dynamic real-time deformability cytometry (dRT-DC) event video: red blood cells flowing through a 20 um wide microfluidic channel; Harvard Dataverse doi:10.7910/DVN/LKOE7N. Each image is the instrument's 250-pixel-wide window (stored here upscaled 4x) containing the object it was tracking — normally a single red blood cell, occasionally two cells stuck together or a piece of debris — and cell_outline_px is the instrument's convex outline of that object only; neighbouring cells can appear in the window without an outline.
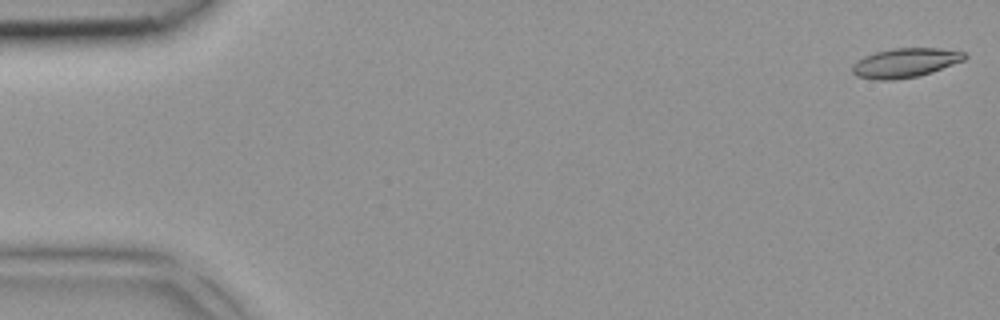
{"species": "common noctule bat (a hibernating species)", "species_latin": "Nyctalus noctula", "temperature_condition": "room temperature", "stored_images_in_passage": 4, "camera_frame_rate_fps": 3000, "um_per_image_px": 0.085, "animal": {"sex": "female", "body_mass_g": 18.4}, "frame": {"image": 1, "passage_image": 1, "time_ms": 0.0, "image_size_px": [1000, 320], "cell_outline_px": [[968, 56], [964, 60], [932, 72], [920, 76], [896, 80], [876, 80], [856, 76], [852, 72], [852, 64], [856, 60], [864, 56], [876, 52], [892, 48], [940, 48], [964, 52]], "centroid_in_image_um": [76.92, 5.34], "position_along_channel_um": 8.1, "area_um2": 19.36}}
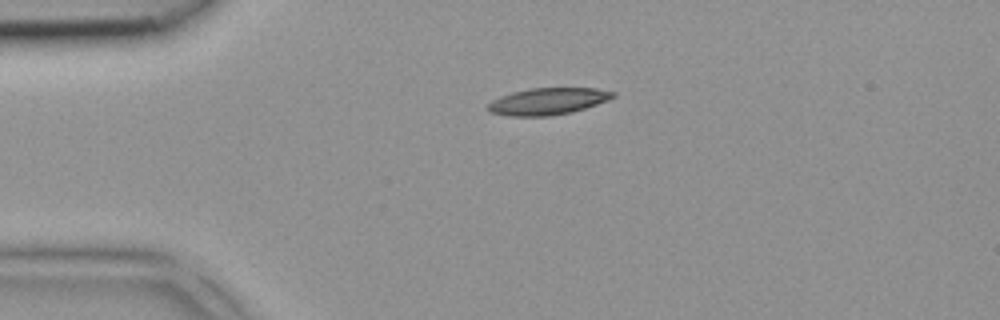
{"frame": {"image": 2, "passage_image": 3, "time_ms": 0.667, "image_size_px": [1000, 320], "cell_outline_px": [[616, 96], [608, 100], [572, 112], [548, 116], [508, 116], [488, 112], [488, 104], [492, 100], [500, 96], [512, 92], [532, 88], [596, 88], [616, 92]], "centroid_in_image_um": [46.56, 8.61], "position_along_channel_um": 38.4, "area_um2": 19.54}}